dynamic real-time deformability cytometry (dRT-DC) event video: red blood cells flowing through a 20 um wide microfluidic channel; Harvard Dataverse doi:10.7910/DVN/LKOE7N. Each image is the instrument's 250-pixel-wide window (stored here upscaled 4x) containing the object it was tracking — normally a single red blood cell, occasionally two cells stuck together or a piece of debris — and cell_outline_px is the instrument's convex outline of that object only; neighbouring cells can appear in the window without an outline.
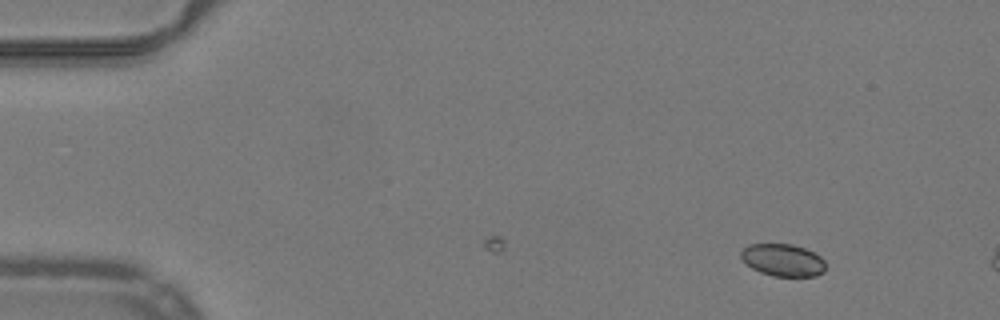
{"species": "common noctule bat (a hibernating species)", "species_latin": "Nyctalus noctula", "temperature_condition": "warm", "stored_images_in_passage": 7, "camera_frame_rate_fps": 3000, "um_per_image_px": 0.085, "animal": {"sex": "male", "body_mass_g": 19.2, "forearm_length_mm": 51.8}, "frame": {"image": 1, "passage_image": 1, "time_ms": 0.0, "image_size_px": [1000, 320], "cell_outline_px": [[824, 272], [816, 276], [772, 276], [760, 272], [752, 268], [740, 256], [740, 252], [748, 244], [792, 244], [804, 248], [820, 256], [824, 260]], "centroid_in_image_um": [66.54, 22.1], "position_along_channel_um": 18.5, "area_um2": 15.84}}